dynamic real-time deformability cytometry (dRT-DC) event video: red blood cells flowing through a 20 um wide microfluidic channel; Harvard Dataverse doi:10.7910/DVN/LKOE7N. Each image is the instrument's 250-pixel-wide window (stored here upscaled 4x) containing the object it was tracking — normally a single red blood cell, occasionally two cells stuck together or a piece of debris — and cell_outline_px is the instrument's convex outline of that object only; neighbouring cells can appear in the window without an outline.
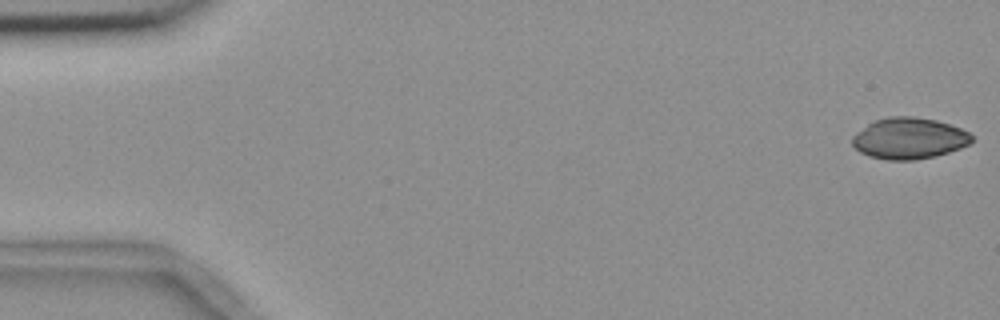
{"species": "common noctule bat (a hibernating species)", "species_latin": "Nyctalus noctula", "temperature_condition": "room temperature", "stored_images_in_passage": 10, "camera_frame_rate_fps": 3000, "um_per_image_px": 0.085, "animal": {"sex": "female", "body_mass_g": 18.4}, "frame": {"image": 1, "passage_image": 1, "time_ms": 0.0, "image_size_px": [1000, 320], "cell_outline_px": [[972, 140], [968, 144], [960, 148], [936, 156], [916, 160], [888, 160], [868, 156], [860, 152], [852, 144], [852, 136], [856, 132], [868, 124], [876, 120], [888, 116], [912, 116], [936, 120], [960, 128], [968, 132], [972, 136]], "centroid_in_image_um": [77.25, 11.76], "position_along_channel_um": 7.8, "area_um2": 28.67}}